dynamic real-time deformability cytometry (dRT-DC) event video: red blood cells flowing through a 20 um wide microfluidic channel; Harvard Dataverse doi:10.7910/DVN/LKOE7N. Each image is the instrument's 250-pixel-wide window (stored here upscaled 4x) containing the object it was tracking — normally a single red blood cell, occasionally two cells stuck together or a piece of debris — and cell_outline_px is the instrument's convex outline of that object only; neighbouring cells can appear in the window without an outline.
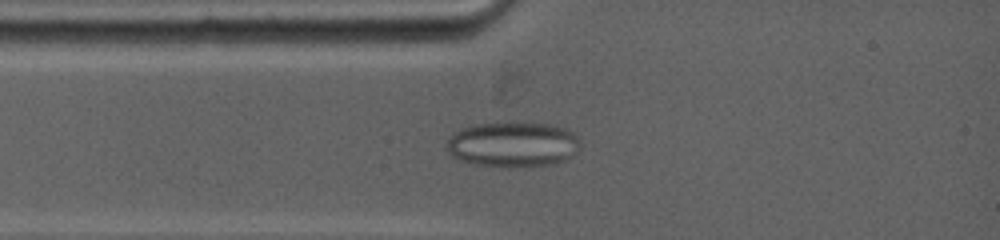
{"species": "common noctule bat (a hibernating species)", "species_latin": "Nyctalus noctula", "temperature_condition": "warm", "stored_images_in_passage": 10, "camera_frame_rate_fps": 5000, "um_per_image_px": 0.085, "animal": {"sex": "female", "body_mass_g": 19.0, "forearm_length_mm": 53.3}, "frame": {"image": 1, "passage_image": 4, "time_ms": 2.0, "image_size_px": [1000, 240], "cell_outline_px": [[576, 152], [564, 160], [552, 164], [476, 164], [460, 160], [448, 156], [448, 136], [464, 128], [480, 124], [544, 124], [564, 128], [572, 132], [576, 136]], "centroid_in_image_um": [43.53, 12.26], "position_along_channel_um": 41.5, "area_um2": 33.29}}
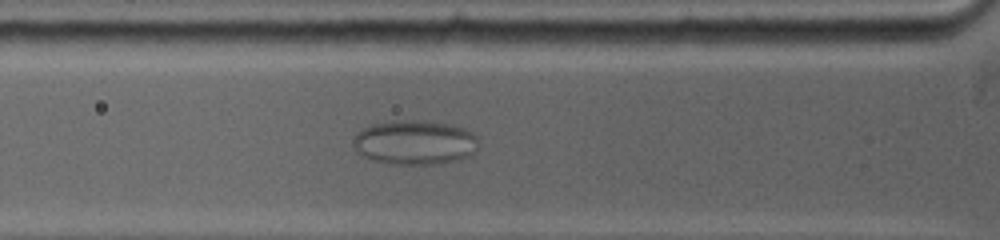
{"frame": {"image": 2, "passage_image": 6, "time_ms": 3.4, "image_size_px": [1000, 240], "cell_outline_px": [[480, 136], [476, 152], [472, 156], [460, 160], [440, 164], [388, 164], [372, 160], [360, 156], [356, 152], [352, 144], [356, 136], [364, 128], [372, 124], [392, 120], [424, 120], [452, 124]], "centroid_in_image_um": [35.3, 12.12], "position_along_channel_um": 90.5, "area_um2": 33.18}}